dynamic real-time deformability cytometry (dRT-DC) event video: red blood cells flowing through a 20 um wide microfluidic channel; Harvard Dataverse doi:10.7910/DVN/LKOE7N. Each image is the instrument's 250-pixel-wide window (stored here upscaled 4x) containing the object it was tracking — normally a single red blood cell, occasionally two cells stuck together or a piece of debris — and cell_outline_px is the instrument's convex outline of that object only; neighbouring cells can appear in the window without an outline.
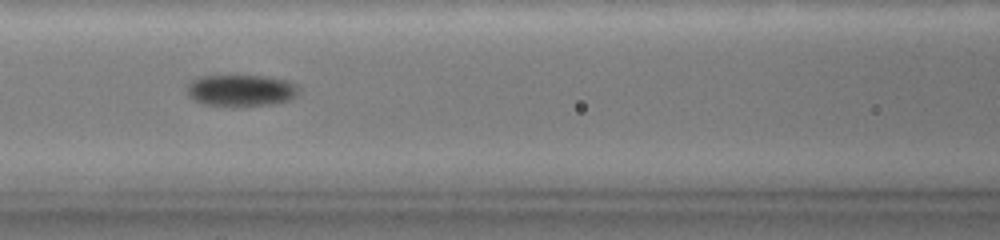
{"species": "common noctule bat (a hibernating species)", "species_latin": "Nyctalus noctula", "temperature_condition": "warm", "stored_images_in_passage": 44, "camera_frame_rate_fps": 3000, "um_per_image_px": 0.085, "animal": {"sex": "female", "body_mass_g": 19.0, "forearm_length_mm": 51.5}, "frame": {"image": 1, "passage_image": 14, "time_ms": 5.333, "image_size_px": [1000, 240], "cell_outline_px": [[292, 96], [284, 100], [260, 104], [208, 104], [196, 100], [192, 96], [188, 88], [192, 80], [204, 76], [256, 76], [280, 80], [288, 84], [292, 88]], "centroid_in_image_um": [20.31, 7.65], "position_along_channel_um": 146.3, "area_um2": 18.26}}
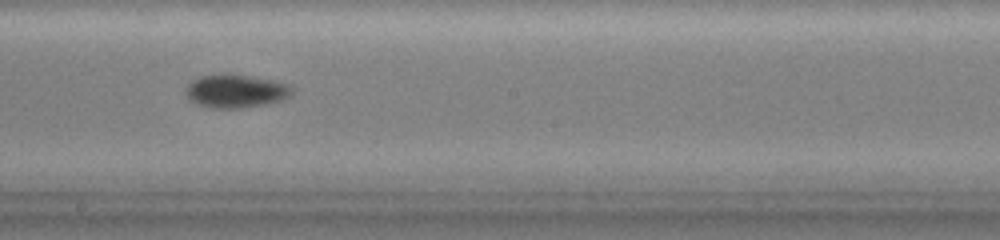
{"frame": {"image": 2, "passage_image": 21, "time_ms": 7.667, "image_size_px": [1000, 240], "cell_outline_px": [[288, 96], [280, 100], [260, 104], [236, 108], [216, 108], [200, 104], [192, 100], [188, 96], [188, 84], [192, 80], [200, 76], [248, 76], [268, 80], [284, 84], [288, 88]], "centroid_in_image_um": [19.97, 7.76], "position_along_channel_um": 228.2, "area_um2": 18.9}}
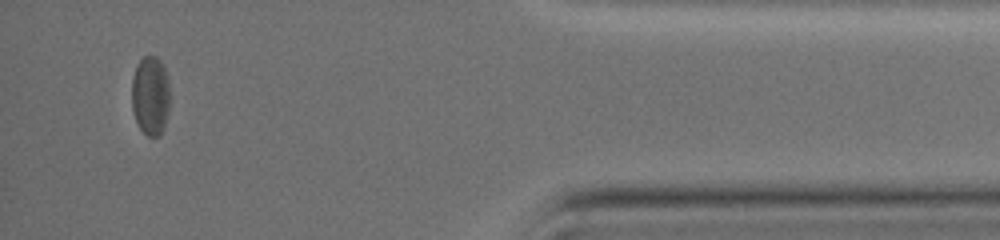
{"frame": {"image": 3, "passage_image": 41, "time_ms": 14.333, "image_size_px": [1000, 240], "cell_outline_px": [[168, 112], [164, 128], [160, 136], [148, 136], [140, 128], [136, 120], [132, 108], [132, 76], [140, 60], [144, 56], [156, 56], [160, 60], [168, 76]], "centroid_in_image_um": [12.78, 8.13], "position_along_channel_um": 422.4, "area_um2": 17.51}, "authors_computed_cell_mechanics": {"area_um2": 18.207, "velocity_mm_per_s": 3.5314, "shape_relaxation_time_tau1_ms": null, "shape_relaxation_time_tau2_ms": 4.7542, "deformation_change_tau1": null, "deformation_change_tau2": 0.0531}}